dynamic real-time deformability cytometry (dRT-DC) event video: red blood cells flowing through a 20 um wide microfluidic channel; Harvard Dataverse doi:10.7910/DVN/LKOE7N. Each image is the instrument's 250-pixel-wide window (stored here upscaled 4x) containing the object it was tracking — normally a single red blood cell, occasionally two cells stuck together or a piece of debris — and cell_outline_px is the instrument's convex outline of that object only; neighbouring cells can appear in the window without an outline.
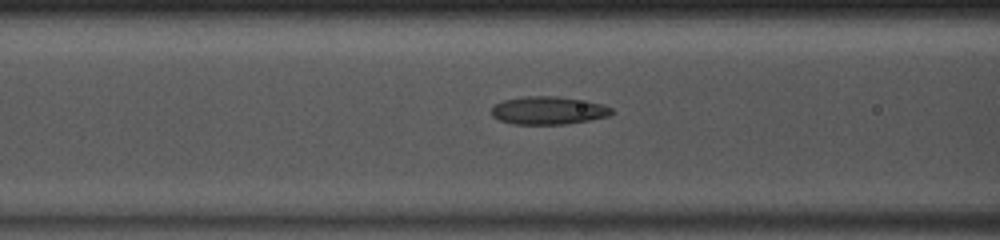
{"species": "common noctule bat (a hibernating species)", "species_latin": "Nyctalus noctula", "temperature_condition": "room temperature", "stored_images_in_passage": 48, "camera_frame_rate_fps": 3000, "um_per_image_px": 0.085, "animal": {"sex": "male", "body_mass_g": 13.0, "forearm_length_mm": 53.1}, "frame": {"image": 1, "passage_image": 19, "time_ms": 6.0, "image_size_px": [1000, 240], "cell_outline_px": [[616, 112], [608, 116], [588, 120], [564, 124], [512, 124], [500, 120], [492, 116], [492, 108], [496, 104], [504, 100], [524, 96], [556, 96], [588, 100], [604, 104], [612, 108]], "centroid_in_image_um": [46.66, 9.38], "position_along_channel_um": 119.9, "area_um2": 19.71}}
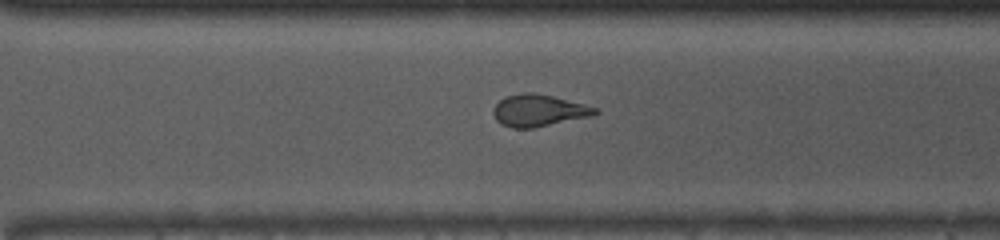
{"frame": {"image": 2, "passage_image": 34, "time_ms": 11.0, "image_size_px": [1000, 240], "cell_outline_px": [[600, 112], [592, 116], [532, 128], [512, 128], [500, 124], [496, 120], [492, 112], [492, 108], [504, 96], [524, 92], [532, 92], [552, 96], [584, 104], [596, 108]], "centroid_in_image_um": [45.75, 9.39], "position_along_channel_um": 324.9, "area_um2": 18.96}}
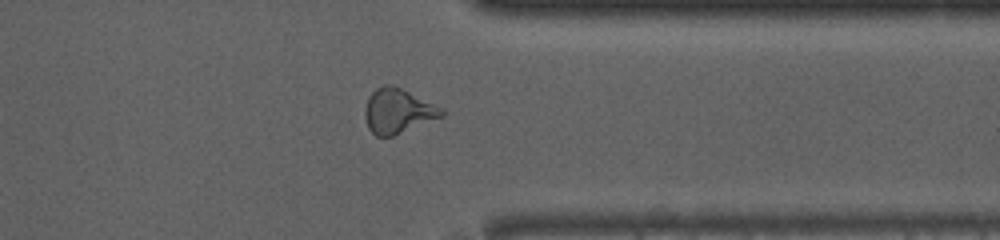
{"frame": {"image": 3, "passage_image": 38, "time_ms": 12.333, "image_size_px": [1000, 240], "cell_outline_px": [[444, 116], [392, 136], [376, 136], [368, 128], [364, 116], [364, 108], [368, 96], [376, 88], [384, 84], [392, 84], [444, 108]], "centroid_in_image_um": [33.81, 9.42], "position_along_channel_um": 377.6, "area_um2": 20.06}, "authors_computed_cell_mechanics": {"area_um2": 20.0277, "velocity_mm_per_s": 4.1003, "shape_relaxation_time_tau1_ms": null, "shape_relaxation_time_tau2_ms": 1.5046, "deformation_change_tau1": null, "deformation_change_tau2": 0.094}}